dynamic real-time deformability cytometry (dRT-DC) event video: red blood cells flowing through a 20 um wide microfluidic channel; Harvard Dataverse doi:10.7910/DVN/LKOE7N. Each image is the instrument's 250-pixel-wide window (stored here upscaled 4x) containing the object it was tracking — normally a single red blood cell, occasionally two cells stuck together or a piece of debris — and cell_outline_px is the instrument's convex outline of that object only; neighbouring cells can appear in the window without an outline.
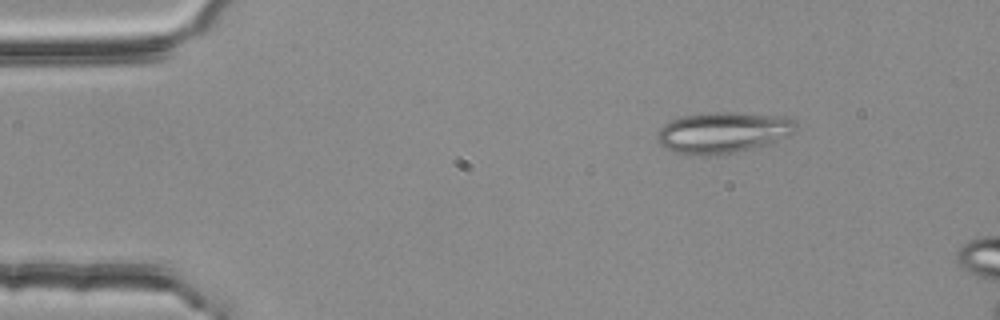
{"species": "common noctule bat (a hibernating species)", "species_latin": "Nyctalus noctula", "temperature_condition": "room temperature", "stored_images_in_passage": 3, "camera_frame_rate_fps": 3000, "um_per_image_px": 0.085, "animal": {"sex": "female", "body_mass_g": 25.1}, "frame": {"image": 1, "passage_image": 3, "time_ms": 0.667, "image_size_px": [1000, 320], "cell_outline_px": [[800, 128], [796, 132], [776, 140], [764, 144], [736, 152], [712, 156], [688, 156], [672, 152], [664, 148], [656, 140], [656, 132], [664, 124], [672, 120], [684, 116], [704, 112], [736, 112], [788, 116], [796, 120]], "centroid_in_image_um": [61.44, 11.26], "position_along_channel_um": 23.6, "area_um2": 33.93}}